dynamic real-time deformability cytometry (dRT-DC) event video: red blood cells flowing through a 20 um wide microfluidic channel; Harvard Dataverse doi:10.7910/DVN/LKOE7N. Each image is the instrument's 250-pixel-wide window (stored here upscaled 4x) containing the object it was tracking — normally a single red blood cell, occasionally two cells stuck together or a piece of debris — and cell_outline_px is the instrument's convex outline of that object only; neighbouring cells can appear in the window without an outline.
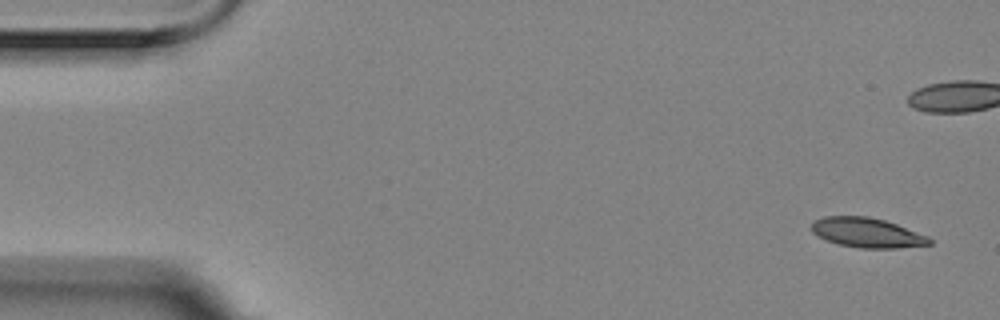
{"species": "Egyptian fruit bat (a non-hibernating species)", "species_latin": "Rousettus aegyptiacus", "temperature_condition": "room temperature", "stored_images_in_passage": 5, "camera_frame_rate_fps": 3000, "um_per_image_px": 0.085, "animal": {"sex": "female"}, "frame": {"image": 1, "passage_image": 1, "time_ms": 0.0, "image_size_px": [1000, 320], "cell_outline_px": [[932, 244], [896, 248], [860, 248], [840, 244], [816, 236], [812, 232], [812, 220], [824, 216], [868, 216], [884, 220], [896, 224], [928, 236], [932, 240]], "centroid_in_image_um": [73.68, 19.77], "position_along_channel_um": 11.3, "area_um2": 20.35}}
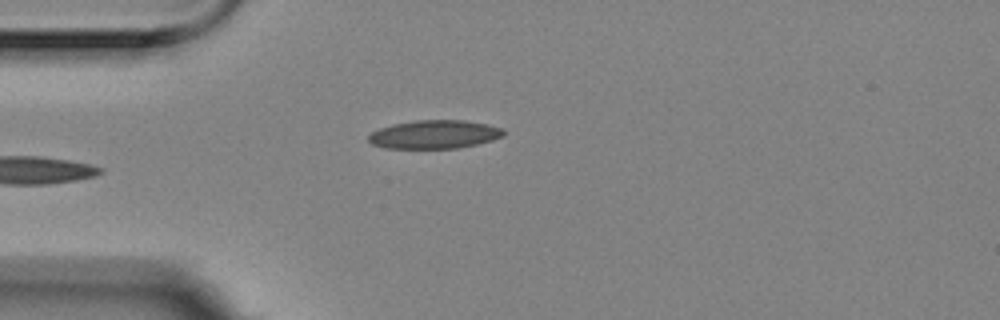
{"frame": {"image": 2, "passage_image": 5, "time_ms": 1.333, "image_size_px": [1000, 320], "cell_outline_px": [[504, 136], [492, 140], [476, 144], [456, 148], [384, 148], [372, 144], [368, 140], [368, 136], [372, 132], [380, 128], [392, 124], [416, 120], [464, 120], [488, 124], [500, 128], [504, 132]], "centroid_in_image_um": [36.91, 11.42], "position_along_channel_um": 48.1, "area_um2": 22.31}}